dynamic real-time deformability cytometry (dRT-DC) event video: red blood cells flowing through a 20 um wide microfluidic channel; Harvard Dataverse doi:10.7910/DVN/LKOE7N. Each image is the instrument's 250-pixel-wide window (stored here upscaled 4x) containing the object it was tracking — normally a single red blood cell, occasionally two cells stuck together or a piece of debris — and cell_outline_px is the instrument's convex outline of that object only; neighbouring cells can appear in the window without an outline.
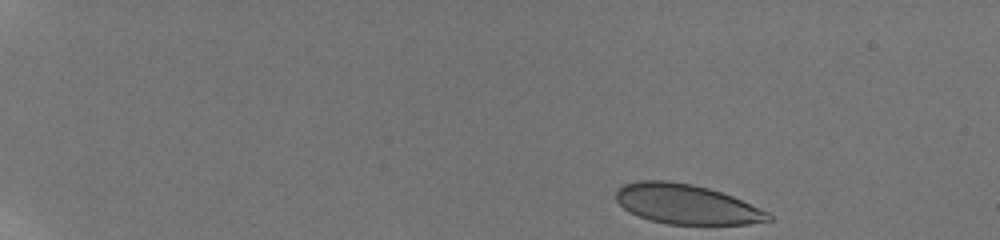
{"species": "human", "species_latin": "Homo sapiens", "temperature_condition": "room temperature", "stored_images_in_passage": 65, "camera_frame_rate_fps": 3000, "um_per_image_px": 0.085, "donor": {"sex": "male"}, "frame": {"image": 1, "passage_image": 1, "time_ms": 0.0, "image_size_px": [1000, 240], "cell_outline_px": [[772, 220], [748, 224], [668, 224], [648, 220], [624, 208], [616, 200], [616, 188], [624, 184], [640, 180], [668, 180], [692, 184], [708, 188], [732, 196], [768, 212], [772, 216]], "centroid_in_image_um": [58.32, 17.35], "position_along_channel_um": 26.7, "area_um2": 35.14}}
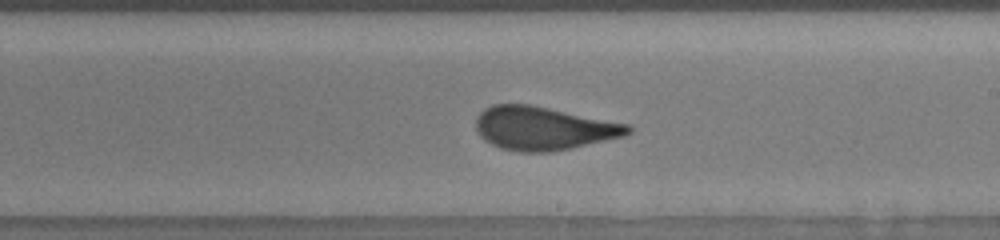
{"frame": {"image": 2, "passage_image": 39, "time_ms": 9.333, "image_size_px": [1000, 240], "cell_outline_px": [[632, 132], [624, 136], [572, 148], [552, 152], [520, 152], [500, 148], [484, 140], [476, 132], [476, 116], [484, 108], [492, 104], [528, 104], [628, 124], [632, 128]], "centroid_in_image_um": [46.15, 10.91], "position_along_channel_um": 242.8, "area_um2": 38.44}}
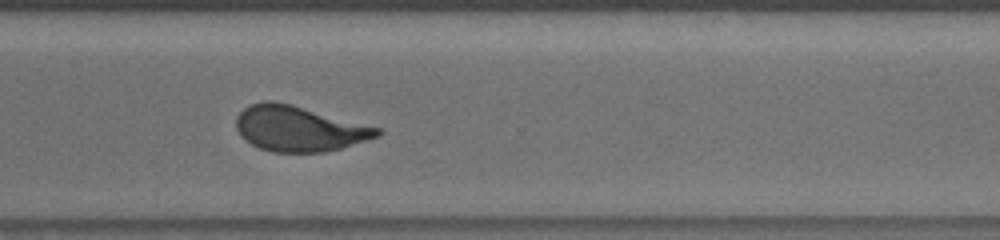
{"frame": {"image": 3, "passage_image": 52, "time_ms": 12.0, "image_size_px": [1000, 240], "cell_outline_px": [[384, 132], [380, 136], [368, 140], [340, 148], [324, 152], [272, 152], [260, 148], [244, 140], [240, 136], [236, 128], [236, 120], [240, 112], [248, 104], [264, 100], [272, 100], [292, 104], [380, 128]], "centroid_in_image_um": [25.4, 10.92], "position_along_channel_um": 345.2, "area_um2": 37.45}, "authors_computed_cell_mechanics": {"area_um2": 37.5122, "velocity_mm_per_s": 3.8447, "shape_relaxation_time_tau1_ms": 4.3667, "shape_relaxation_time_tau2_ms": null, "deformation_change_tau1": 0.1519, "deformation_change_tau2": null}}